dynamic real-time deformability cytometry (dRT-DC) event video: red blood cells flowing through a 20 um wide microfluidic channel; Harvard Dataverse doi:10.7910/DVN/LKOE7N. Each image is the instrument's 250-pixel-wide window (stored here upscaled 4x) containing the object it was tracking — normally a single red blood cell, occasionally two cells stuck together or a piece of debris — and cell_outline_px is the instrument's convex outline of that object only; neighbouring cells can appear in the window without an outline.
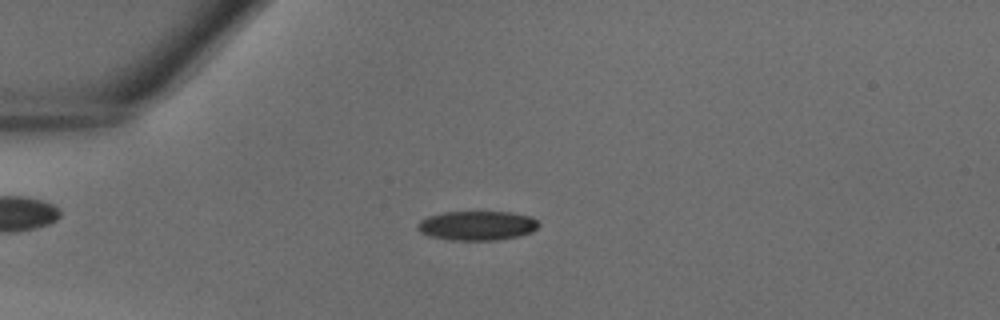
{"species": "common noctule bat (a hibernating species)", "species_latin": "Nyctalus noctula", "temperature_condition": "warm", "stored_images_in_passage": 39, "camera_frame_rate_fps": 3000, "um_per_image_px": 0.085, "animal": {"sex": "male", "body_mass_g": 18.8}, "frame": {"image": 1, "passage_image": 9, "time_ms": 2.667, "image_size_px": [1000, 320], "cell_outline_px": [[540, 224], [532, 232], [520, 236], [496, 240], [452, 240], [428, 236], [420, 232], [416, 228], [416, 224], [420, 220], [428, 216], [444, 212], [508, 212], [528, 216], [536, 220]], "centroid_in_image_um": [40.51, 19.18], "position_along_channel_um": 44.5, "area_um2": 20.75}}
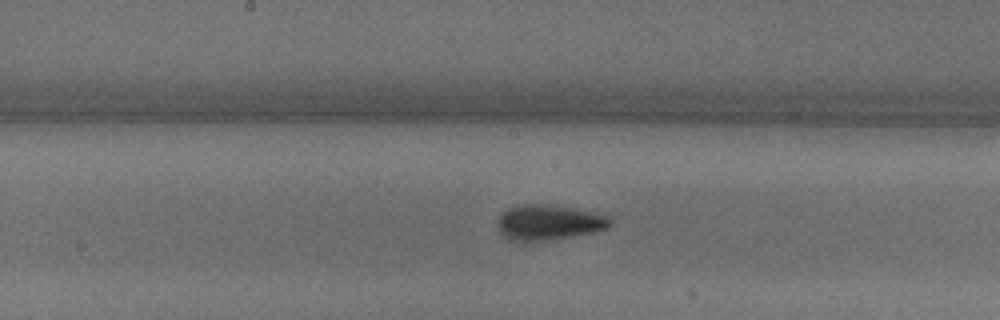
{"frame": {"image": 2, "passage_image": 20, "time_ms": 6.333, "image_size_px": [1000, 320], "cell_outline_px": [[612, 224], [608, 228], [596, 232], [524, 244], [508, 240], [500, 232], [496, 224], [500, 216], [508, 208], [516, 204], [556, 204], [592, 212], [608, 216], [612, 220]], "centroid_in_image_um": [46.61, 18.92], "position_along_channel_um": 201.6, "area_um2": 23.87}}
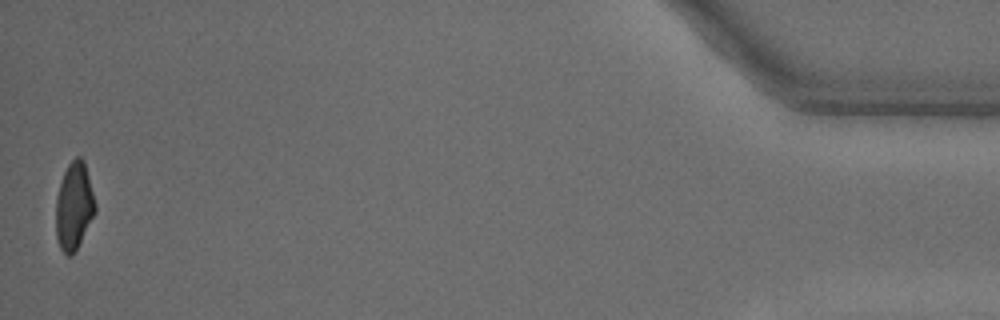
{"frame": {"image": 3, "passage_image": 39, "time_ms": 12.667, "image_size_px": [1000, 320], "cell_outline_px": [[96, 212], [72, 256], [68, 256], [60, 248], [56, 236], [56, 196], [64, 172], [68, 164], [76, 156], [80, 156], [84, 160], [96, 204]], "centroid_in_image_um": [6.29, 17.51], "position_along_channel_um": 428.9, "area_um2": 19.94}}